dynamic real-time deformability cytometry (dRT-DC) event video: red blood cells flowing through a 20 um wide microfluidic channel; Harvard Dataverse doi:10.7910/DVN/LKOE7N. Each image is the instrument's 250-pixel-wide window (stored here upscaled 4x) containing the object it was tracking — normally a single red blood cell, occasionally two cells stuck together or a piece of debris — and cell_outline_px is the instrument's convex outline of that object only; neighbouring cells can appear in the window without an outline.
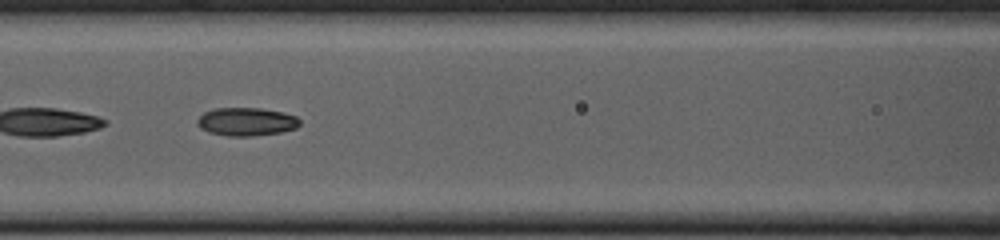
{"species": "common noctule bat (a hibernating species)", "species_latin": "Nyctalus noctula", "temperature_condition": "cold", "stored_images_in_passage": 41, "camera_frame_rate_fps": 3000, "um_per_image_px": 0.085, "animal": {"sex": "female", "body_mass_g": 23.0, "forearm_length_mm": 53.4}, "frame": {"image": 1, "passage_image": 12, "time_ms": 3.667, "image_size_px": [1000, 240], "cell_outline_px": [[300, 124], [296, 128], [280, 132], [248, 136], [228, 136], [208, 132], [200, 128], [196, 124], [196, 120], [204, 112], [216, 108], [260, 108], [284, 112], [296, 116], [300, 120]], "centroid_in_image_um": [20.93, 10.34], "position_along_channel_um": 145.7, "area_um2": 16.88}, "authors_computed_cell_mechanics": {"area_um2": 16.8776, "velocity_mm_per_s": 3.7891, "shape_relaxation_time_tau1_ms": null, "shape_relaxation_time_tau2_ms": 4.3888, "deformation_change_tau1": null, "deformation_change_tau2": 0.0714}}